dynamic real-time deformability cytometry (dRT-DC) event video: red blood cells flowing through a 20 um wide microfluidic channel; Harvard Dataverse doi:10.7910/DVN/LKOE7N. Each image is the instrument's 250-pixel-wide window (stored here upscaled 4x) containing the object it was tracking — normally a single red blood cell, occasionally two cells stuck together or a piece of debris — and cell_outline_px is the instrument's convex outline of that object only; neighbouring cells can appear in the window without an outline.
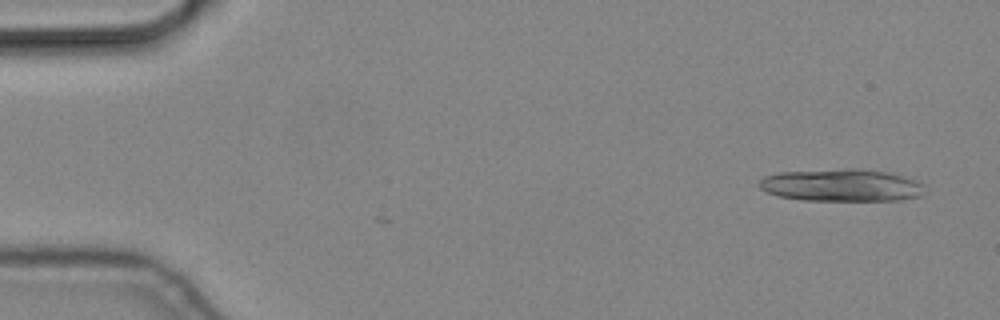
{"species": "common noctule bat (a hibernating species)", "species_latin": "Nyctalus noctula", "temperature_condition": "cold", "stored_images_in_passage": 7, "segment_of_instrument_passage": [1, 2], "camera_frame_rate_fps": 3000, "um_per_image_px": 0.085, "animal": {"sex": "male", "body_mass_g": 19.2, "forearm_length_mm": 51.8}, "frame": {"image": 1, "passage_image": 1, "time_ms": 0.0, "image_size_px": [1000, 320], "cell_outline_px": [[924, 184], [920, 196], [900, 200], [804, 200], [780, 196], [764, 192], [760, 188], [760, 180], [764, 176], [780, 172], [848, 168], [856, 168], [884, 172], [916, 180]], "centroid_in_image_um": [71.49, 15.74], "position_along_channel_um": 13.5, "area_um2": 30.98}}